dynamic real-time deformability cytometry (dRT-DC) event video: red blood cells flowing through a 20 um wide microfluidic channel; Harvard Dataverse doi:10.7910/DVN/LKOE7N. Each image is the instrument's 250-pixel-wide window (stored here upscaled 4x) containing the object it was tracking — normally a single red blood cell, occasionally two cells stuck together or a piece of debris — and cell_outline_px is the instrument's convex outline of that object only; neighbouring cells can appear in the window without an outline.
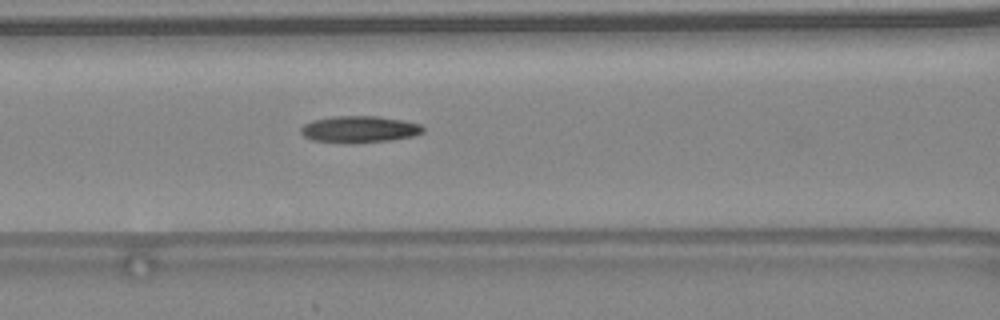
{"species": "common noctule bat (a hibernating species)", "species_latin": "Nyctalus noctula", "temperature_condition": "warm", "stored_images_in_passage": 30, "camera_frame_rate_fps": 3000, "um_per_image_px": 0.085, "animal": {"sex": "female", "body_mass_g": 24.6, "forearm_length_mm": 56.2}, "frame": {"image": 1, "passage_image": 5, "time_ms": 1.333, "image_size_px": [1000, 320], "cell_outline_px": [[424, 132], [412, 136], [392, 140], [348, 144], [312, 140], [304, 136], [300, 132], [300, 128], [304, 124], [312, 120], [332, 116], [376, 116], [404, 120], [420, 124], [424, 128]], "centroid_in_image_um": [30.53, 10.99], "position_along_channel_um": 136.1, "area_um2": 19.25}}